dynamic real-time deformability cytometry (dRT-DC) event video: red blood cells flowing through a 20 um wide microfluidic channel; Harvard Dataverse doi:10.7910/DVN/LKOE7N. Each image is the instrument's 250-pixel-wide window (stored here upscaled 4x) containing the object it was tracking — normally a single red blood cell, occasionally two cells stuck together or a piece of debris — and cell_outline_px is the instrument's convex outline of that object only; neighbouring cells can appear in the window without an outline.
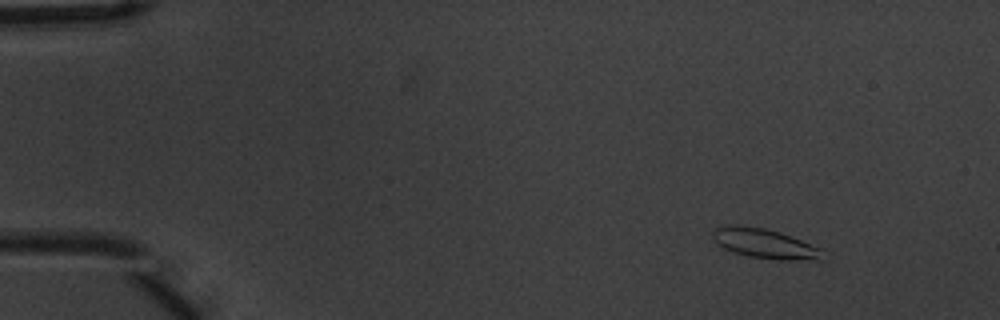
{"species": "common noctule bat (a hibernating species)", "species_latin": "Nyctalus noctula", "temperature_condition": "warm", "stored_images_in_passage": 5, "camera_frame_rate_fps": 3000, "um_per_image_px": 0.085, "animal": {"sex": "male", "body_mass_g": 20.1, "forearm_length_mm": 53.5}, "frame": {"image": 1, "passage_image": 1, "time_ms": 0.0, "image_size_px": [1000, 320], "cell_outline_px": [[824, 248], [820, 260], [780, 260], [748, 256], [724, 248], [712, 240], [712, 232], [716, 228], [724, 224], [736, 224], [764, 228], [780, 232]], "centroid_in_image_um": [65.0, 20.69], "position_along_channel_um": 20.0, "area_um2": 19.25}}
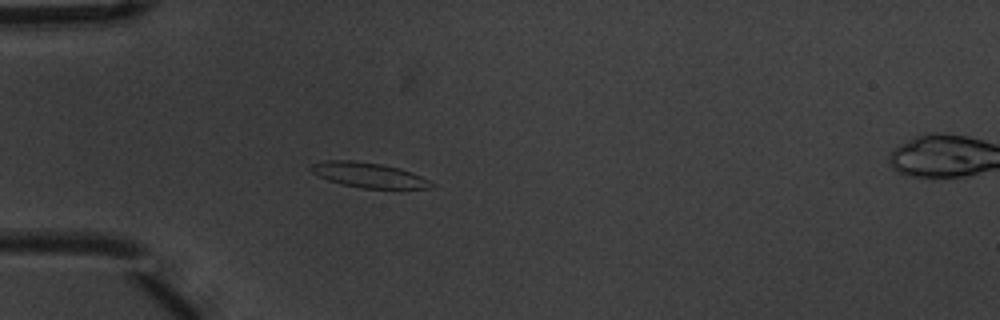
{"frame": {"image": 2, "passage_image": 4, "time_ms": 1.0, "image_size_px": [1000, 320], "cell_outline_px": [[432, 188], [360, 188], [340, 184], [328, 180], [312, 172], [308, 168], [308, 164], [324, 160], [352, 160], [380, 164], [400, 168], [412, 172], [428, 180], [432, 184]], "centroid_in_image_um": [31.25, 14.86], "position_along_channel_um": 53.8, "area_um2": 17.51}}